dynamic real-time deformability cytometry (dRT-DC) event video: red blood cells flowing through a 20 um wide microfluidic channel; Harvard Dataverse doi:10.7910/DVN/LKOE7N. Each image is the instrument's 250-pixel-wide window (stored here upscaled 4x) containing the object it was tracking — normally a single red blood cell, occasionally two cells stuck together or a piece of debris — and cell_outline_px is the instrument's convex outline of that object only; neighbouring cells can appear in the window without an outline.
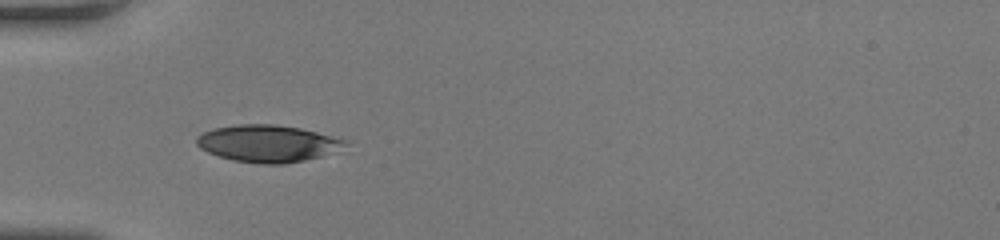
{"species": "human", "species_latin": "Homo sapiens", "temperature_condition": "room temperature", "stored_images_in_passage": 34, "camera_frame_rate_fps": 3000, "um_per_image_px": 0.085, "donor": {"sex": "female"}, "frame": {"image": 1, "passage_image": 1, "time_ms": 0.0, "image_size_px": [1000, 240], "cell_outline_px": [[348, 144], [320, 156], [304, 160], [284, 164], [260, 164], [232, 160], [208, 152], [200, 148], [196, 144], [196, 136], [212, 128], [236, 124], [276, 124], [300, 128], [348, 140]], "centroid_in_image_um": [22.7, 12.18], "position_along_channel_um": 62.3, "area_um2": 31.91}}
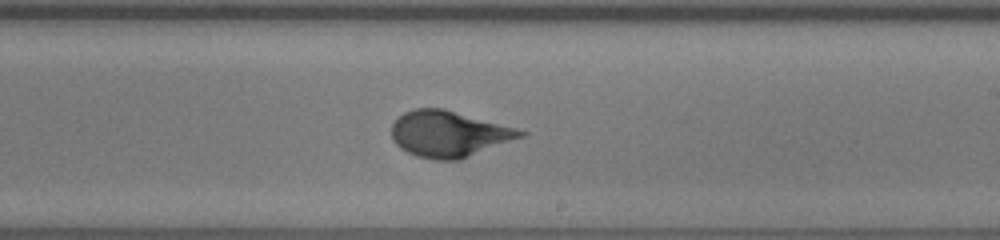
{"frame": {"image": 2, "passage_image": 15, "time_ms": 4.667, "image_size_px": [1000, 240], "cell_outline_px": [[528, 132], [524, 136], [460, 160], [432, 160], [416, 156], [400, 148], [392, 140], [392, 124], [404, 112], [416, 108], [444, 108], [516, 128]], "centroid_in_image_um": [38.14, 11.39], "position_along_channel_um": 250.9, "area_um2": 34.56}}
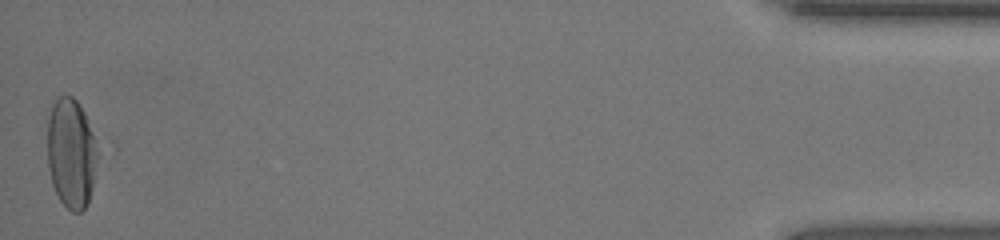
{"frame": {"image": 3, "passage_image": 34, "time_ms": 11.0, "image_size_px": [1000, 240], "cell_outline_px": [[100, 140], [92, 188], [88, 204], [80, 212], [72, 212], [60, 200], [52, 184], [48, 168], [48, 116], [52, 104], [60, 96], [72, 96], [80, 104]], "centroid_in_image_um": [6.09, 12.98], "position_along_channel_um": 429.1, "area_um2": 32.77}, "authors_computed_cell_mechanics": {"area_um2": 32.9749, "velocity_mm_per_s": 4.1842, "shape_relaxation_time_tau1_ms": 4.4582, "shape_relaxation_time_tau2_ms": null, "deformation_change_tau1": 0.2121, "deformation_change_tau2": null}}